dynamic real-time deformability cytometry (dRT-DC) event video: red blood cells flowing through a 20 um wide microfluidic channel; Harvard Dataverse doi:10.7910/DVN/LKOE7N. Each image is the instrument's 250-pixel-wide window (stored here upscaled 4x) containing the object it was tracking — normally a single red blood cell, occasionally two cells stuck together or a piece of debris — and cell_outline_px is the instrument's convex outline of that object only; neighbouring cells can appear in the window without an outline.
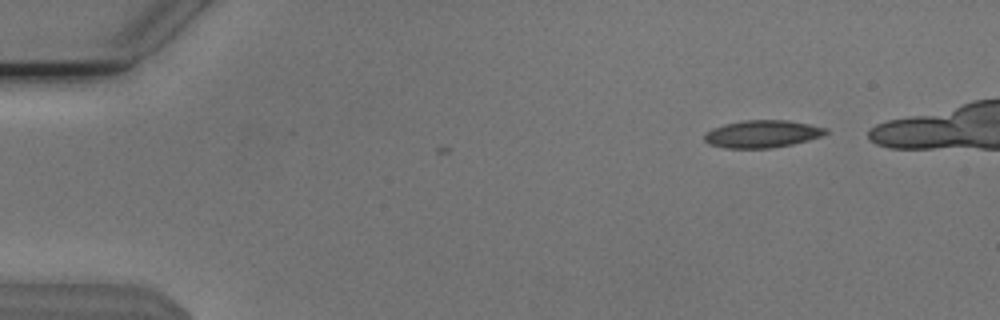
{"species": "Egyptian fruit bat (a non-hibernating species)", "species_latin": "Rousettus aegyptiacus", "temperature_condition": "cold", "stored_images_in_passage": 5, "camera_frame_rate_fps": 3000, "um_per_image_px": 0.085, "animal": {"sex": "male"}, "frame": {"image": 1, "passage_image": 1, "time_ms": 0.0, "image_size_px": [1000, 320], "cell_outline_px": [[828, 132], [820, 136], [808, 140], [792, 144], [772, 148], [724, 148], [708, 144], [704, 140], [704, 132], [712, 128], [724, 124], [744, 120], [788, 120], [828, 128]], "centroid_in_image_um": [64.75, 11.38], "position_along_channel_um": 20.3, "area_um2": 19.48}}